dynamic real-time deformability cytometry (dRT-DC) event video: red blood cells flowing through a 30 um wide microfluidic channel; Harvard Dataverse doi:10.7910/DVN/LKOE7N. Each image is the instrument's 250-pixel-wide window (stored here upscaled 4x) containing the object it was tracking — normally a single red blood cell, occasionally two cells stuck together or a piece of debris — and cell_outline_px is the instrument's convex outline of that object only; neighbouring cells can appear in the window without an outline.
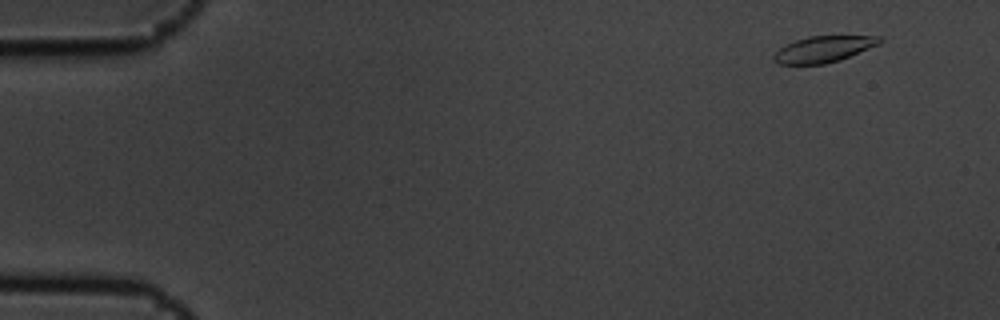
{"species": "common noctule bat (a hibernating species)", "species_latin": "Nyctalus noctula", "temperature_condition": "cold", "stored_images_in_passage": 4, "camera_frame_rate_fps": 3000, "um_per_image_px": 0.085, "animal": {"sex": "male", "body_mass_g": 19.5, "forearm_length_mm": 54.6}, "frame": {"image": 1, "passage_image": 1, "time_ms": 0.0, "image_size_px": [1000, 320], "cell_outline_px": [[884, 40], [880, 44], [840, 60], [824, 64], [776, 64], [772, 60], [772, 56], [780, 48], [796, 40], [808, 36], [880, 36]], "centroid_in_image_um": [70.01, 4.18], "position_along_channel_um": 15.0, "area_um2": 16.18}}
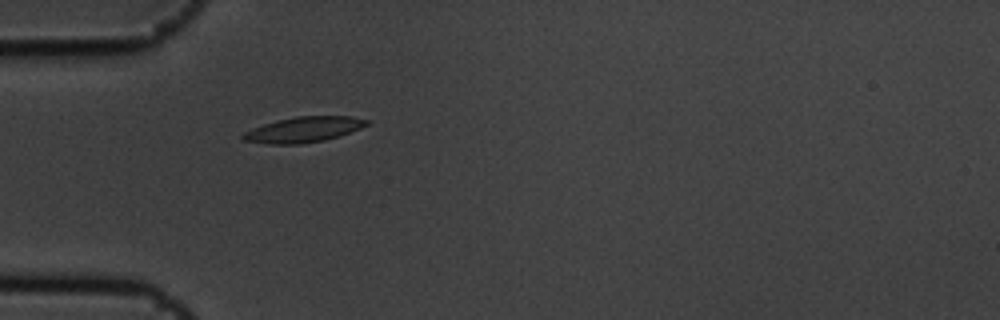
{"frame": {"image": 2, "passage_image": 4, "time_ms": 1.0, "image_size_px": [1000, 320], "cell_outline_px": [[372, 120], [368, 124], [360, 128], [340, 136], [324, 140], [300, 144], [268, 144], [244, 140], [240, 136], [244, 132], [252, 128], [276, 120], [296, 116], [352, 116]], "centroid_in_image_um": [25.82, 11.0], "position_along_channel_um": 59.2, "area_um2": 18.44}}